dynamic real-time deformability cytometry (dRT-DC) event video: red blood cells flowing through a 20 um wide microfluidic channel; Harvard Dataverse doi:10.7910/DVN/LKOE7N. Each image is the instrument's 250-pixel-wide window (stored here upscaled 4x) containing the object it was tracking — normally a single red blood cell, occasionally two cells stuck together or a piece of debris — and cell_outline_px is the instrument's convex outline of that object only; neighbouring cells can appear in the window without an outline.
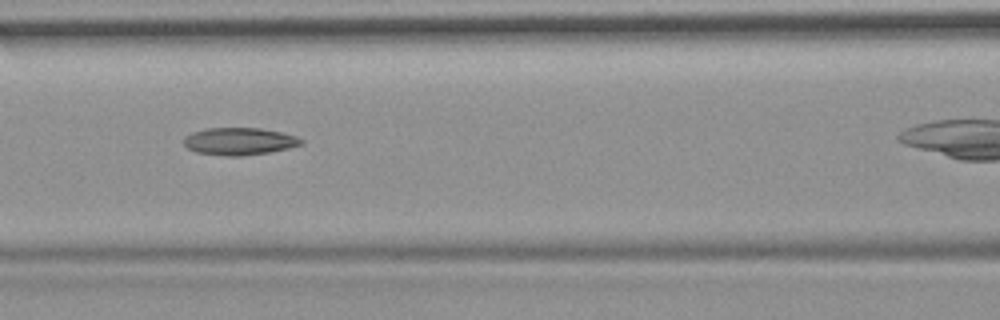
{"species": "common noctule bat (a hibernating species)", "species_latin": "Nyctalus noctula", "temperature_condition": "room temperature", "stored_images_in_passage": 31, "camera_frame_rate_fps": 3000, "um_per_image_px": 0.085, "animal": {"sex": "female", "body_mass_g": 19.9}, "frame": {"image": 1, "passage_image": 10, "time_ms": 3.0, "image_size_px": [1000, 320], "cell_outline_px": [[304, 144], [288, 148], [268, 152], [244, 156], [224, 156], [196, 152], [188, 148], [184, 144], [184, 136], [192, 132], [208, 128], [260, 128], [280, 132], [296, 136], [304, 140]], "centroid_in_image_um": [20.34, 12.01], "position_along_channel_um": 146.3, "area_um2": 18.73}}